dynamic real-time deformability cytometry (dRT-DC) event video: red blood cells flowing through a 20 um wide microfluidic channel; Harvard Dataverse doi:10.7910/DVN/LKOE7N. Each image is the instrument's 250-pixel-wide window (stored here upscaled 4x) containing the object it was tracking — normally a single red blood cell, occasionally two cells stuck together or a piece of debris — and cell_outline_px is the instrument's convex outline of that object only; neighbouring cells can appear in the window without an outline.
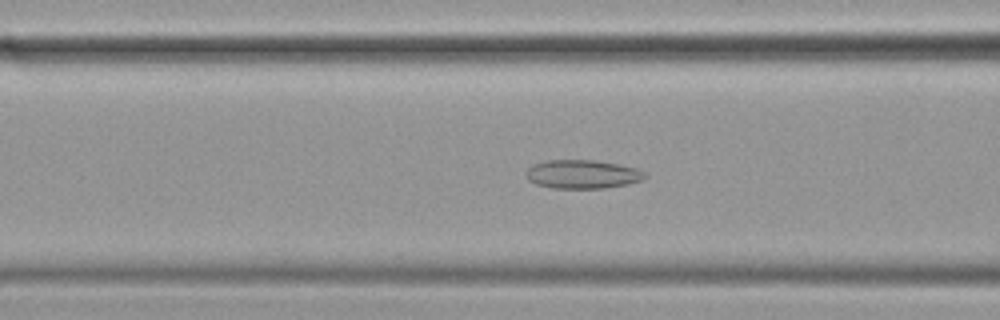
{"species": "common noctule bat (a hibernating species)", "species_latin": "Nyctalus noctula", "temperature_condition": "cold", "stored_images_in_passage": 53, "camera_frame_rate_fps": 3000, "um_per_image_px": 0.085, "animal": {"sex": "female", "body_mass_g": 19.9}, "frame": {"image": 1, "passage_image": 18, "time_ms": 5.667, "image_size_px": [1000, 320], "cell_outline_px": [[648, 176], [640, 180], [628, 184], [604, 188], [552, 188], [536, 184], [528, 180], [528, 168], [532, 164], [548, 160], [592, 160], [616, 164], [636, 168], [644, 172]], "centroid_in_image_um": [49.5, 14.81], "position_along_channel_um": 117.1, "area_um2": 19.65}}
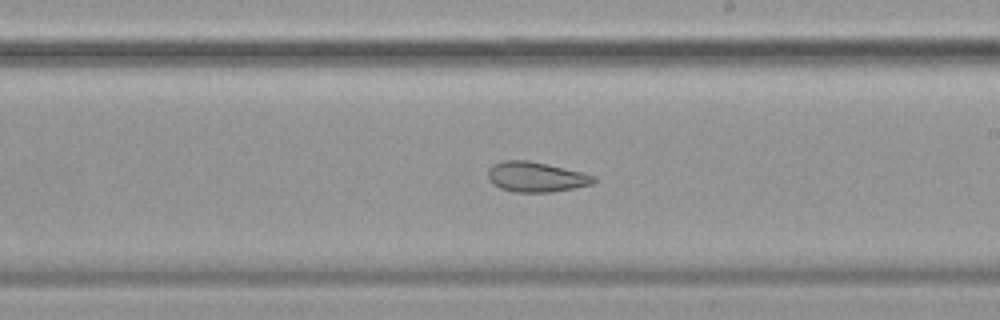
{"frame": {"image": 2, "passage_image": 29, "time_ms": 9.333, "image_size_px": [1000, 320], "cell_outline_px": [[596, 180], [592, 184], [576, 188], [552, 192], [516, 192], [500, 188], [492, 184], [488, 180], [488, 168], [492, 164], [504, 160], [528, 160], [584, 172], [596, 176]], "centroid_in_image_um": [45.56, 15.03], "position_along_channel_um": 243.4, "area_um2": 18.79}}
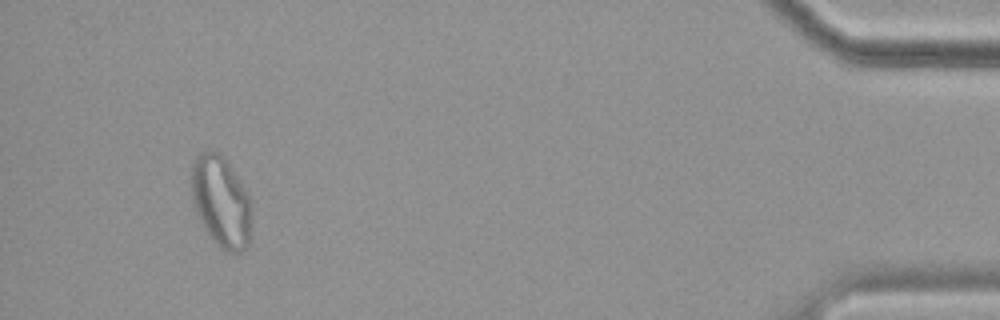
{"frame": {"image": 3, "passage_image": 50, "time_ms": 16.333, "image_size_px": [1000, 320], "cell_outline_px": [[248, 244], [240, 252], [228, 252], [220, 248], [208, 232], [200, 220], [192, 196], [192, 164], [196, 156], [200, 152], [220, 152], [224, 156], [232, 168], [248, 196]], "centroid_in_image_um": [18.75, 17.09], "position_along_channel_um": 416.5, "area_um2": 30.63}, "authors_computed_cell_mechanics": {"area_um2": 23.2934, "velocity_mm_per_s": 3.4521, "shape_relaxation_time_tau1_ms": null, "shape_relaxation_time_tau2_ms": 3.3816, "deformation_change_tau1": null, "deformation_change_tau2": 0.0925}}